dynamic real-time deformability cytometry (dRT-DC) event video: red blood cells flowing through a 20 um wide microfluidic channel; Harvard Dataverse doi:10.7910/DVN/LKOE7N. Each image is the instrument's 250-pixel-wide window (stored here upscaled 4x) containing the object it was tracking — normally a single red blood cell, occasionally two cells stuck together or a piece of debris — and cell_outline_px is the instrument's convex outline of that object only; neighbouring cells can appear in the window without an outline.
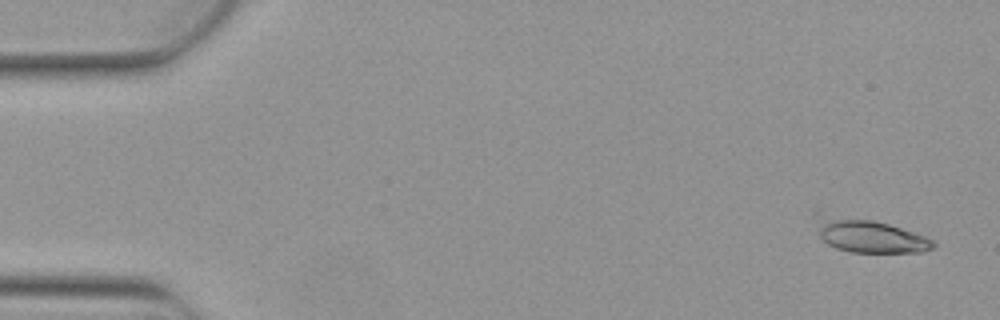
{"species": "Egyptian fruit bat (a non-hibernating species)", "species_latin": "Rousettus aegyptiacus", "temperature_condition": "warm", "stored_images_in_passage": 6, "camera_frame_rate_fps": 3000, "um_per_image_px": 0.085, "animal": {"sex": "female"}, "frame": {"image": 1, "passage_image": 1, "time_ms": 0.0, "image_size_px": [1000, 320], "cell_outline_px": [[936, 244], [932, 248], [924, 252], [852, 252], [836, 248], [828, 244], [820, 236], [820, 228], [824, 220], [872, 220], [888, 224], [924, 236], [932, 240]], "centroid_in_image_um": [74.14, 20.16], "position_along_channel_um": 10.9, "area_um2": 20.63}}
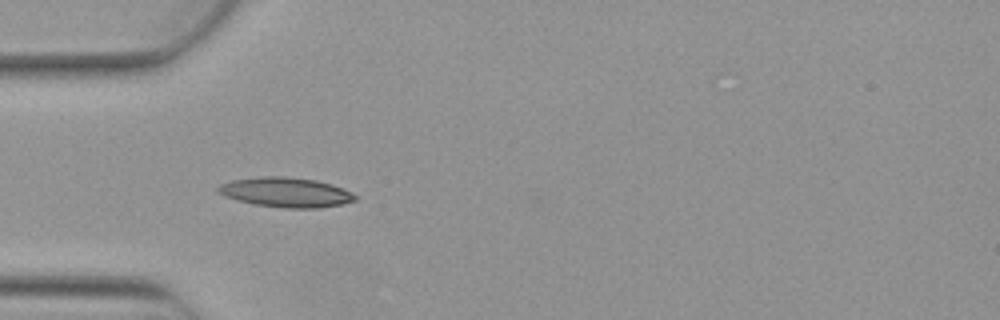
{"frame": {"image": 2, "passage_image": 5, "time_ms": 1.333, "image_size_px": [1000, 320], "cell_outline_px": [[356, 200], [340, 204], [320, 208], [284, 208], [256, 204], [236, 200], [224, 196], [216, 192], [216, 188], [220, 184], [232, 180], [260, 176], [284, 176], [316, 180], [332, 184], [344, 188], [352, 192], [356, 196]], "centroid_in_image_um": [24.28, 16.34], "position_along_channel_um": 60.7, "area_um2": 23.87}}
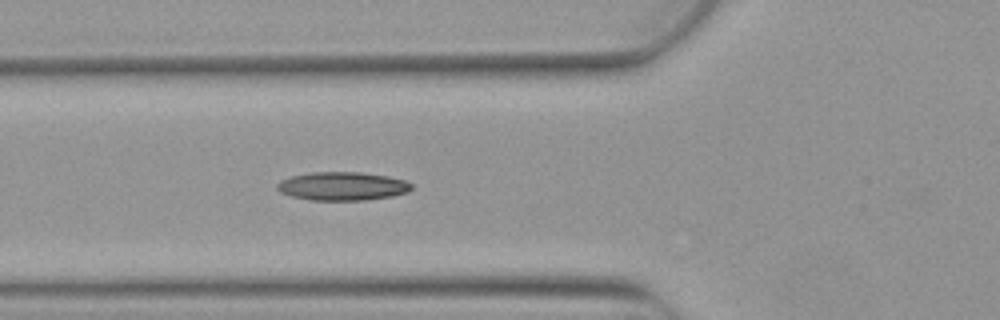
{"frame": {"image": 3, "passage_image": 6, "time_ms": 1.667, "image_size_px": [1000, 320], "cell_outline_px": [[412, 188], [408, 192], [392, 196], [364, 200], [312, 200], [292, 196], [280, 192], [276, 188], [276, 184], [280, 180], [292, 176], [312, 172], [360, 172], [388, 176], [404, 180], [412, 184]], "centroid_in_image_um": [29.1, 15.82], "position_along_channel_um": 96.7, "area_um2": 22.25}}